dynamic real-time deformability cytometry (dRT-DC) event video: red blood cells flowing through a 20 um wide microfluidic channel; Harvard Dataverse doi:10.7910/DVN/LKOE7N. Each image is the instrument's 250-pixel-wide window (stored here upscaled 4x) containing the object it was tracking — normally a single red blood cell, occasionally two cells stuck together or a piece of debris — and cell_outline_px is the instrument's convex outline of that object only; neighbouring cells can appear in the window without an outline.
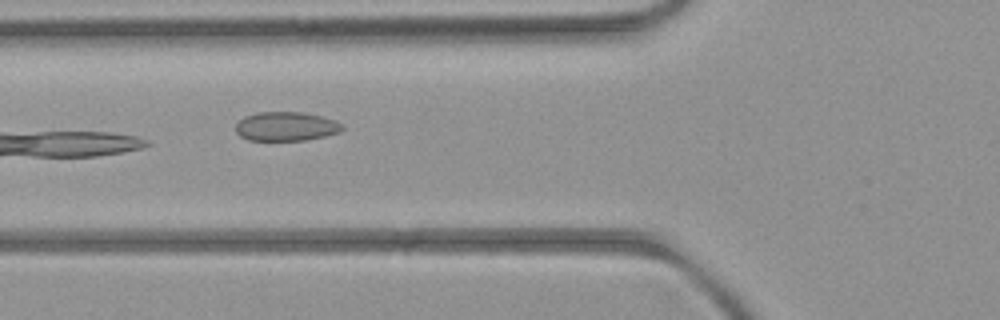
{"species": "common noctule bat (a hibernating species)", "species_latin": "Nyctalus noctula", "temperature_condition": "room temperature", "stored_images_in_passage": 8, "camera_frame_rate_fps": 3000, "um_per_image_px": 0.085, "animal": {"sex": "female", "body_mass_g": 21.9}, "frame": {"image": 1, "passage_image": 6, "time_ms": 6.333, "image_size_px": [1000, 320], "cell_outline_px": [[344, 128], [340, 132], [324, 136], [304, 140], [248, 140], [240, 136], [236, 132], [236, 124], [244, 116], [256, 112], [304, 112], [336, 120]], "centroid_in_image_um": [24.3, 10.74], "position_along_channel_um": 101.5, "area_um2": 18.03}}
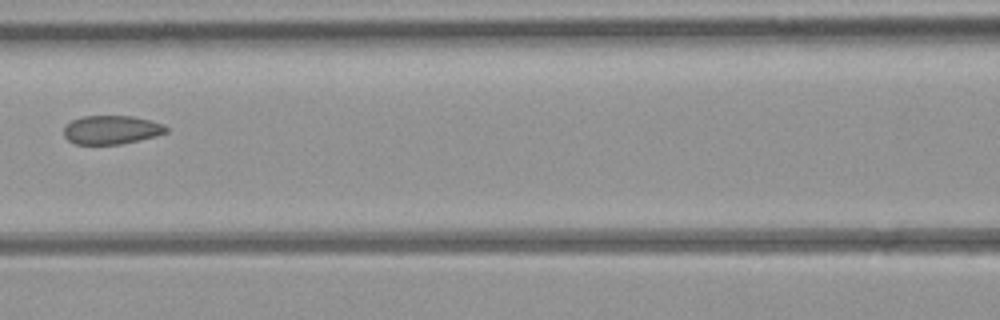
{"frame": {"image": 2, "passage_image": 7, "time_ms": 7.667, "image_size_px": [1000, 320], "cell_outline_px": [[168, 132], [156, 136], [120, 144], [76, 144], [68, 140], [64, 136], [64, 128], [72, 120], [84, 116], [132, 116], [164, 124], [168, 128]], "centroid_in_image_um": [9.48, 11.03], "position_along_channel_um": 157.1, "area_um2": 16.99}}
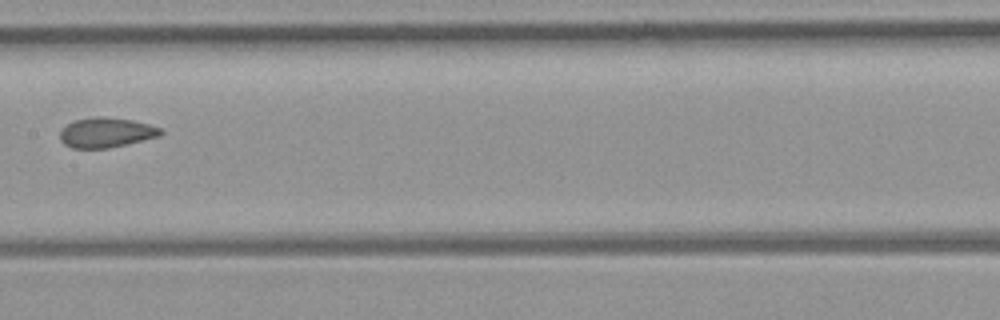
{"frame": {"image": 3, "passage_image": 8, "time_ms": 8.667, "image_size_px": [1000, 320], "cell_outline_px": [[164, 132], [160, 136], [108, 148], [72, 148], [64, 144], [60, 140], [60, 132], [72, 120], [96, 116], [104, 116], [132, 120], [148, 124], [160, 128]], "centroid_in_image_um": [9.01, 11.26], "position_along_channel_um": 198.4, "area_um2": 17.51}}